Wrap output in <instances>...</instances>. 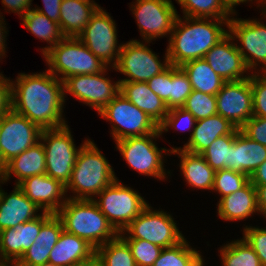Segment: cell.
<instances>
[{
	"label": "cell",
	"mask_w": 266,
	"mask_h": 266,
	"mask_svg": "<svg viewBox=\"0 0 266 266\" xmlns=\"http://www.w3.org/2000/svg\"><path fill=\"white\" fill-rule=\"evenodd\" d=\"M12 85V109L41 129L66 126L63 118L64 83L48 70L43 73H20Z\"/></svg>",
	"instance_id": "1"
},
{
	"label": "cell",
	"mask_w": 266,
	"mask_h": 266,
	"mask_svg": "<svg viewBox=\"0 0 266 266\" xmlns=\"http://www.w3.org/2000/svg\"><path fill=\"white\" fill-rule=\"evenodd\" d=\"M179 17L178 15L167 46L170 65L180 67L188 61L204 58L229 33L222 26L224 24L228 28L230 19Z\"/></svg>",
	"instance_id": "2"
},
{
	"label": "cell",
	"mask_w": 266,
	"mask_h": 266,
	"mask_svg": "<svg viewBox=\"0 0 266 266\" xmlns=\"http://www.w3.org/2000/svg\"><path fill=\"white\" fill-rule=\"evenodd\" d=\"M55 214L64 230L86 240L95 249L119 235L94 200L68 198Z\"/></svg>",
	"instance_id": "3"
},
{
	"label": "cell",
	"mask_w": 266,
	"mask_h": 266,
	"mask_svg": "<svg viewBox=\"0 0 266 266\" xmlns=\"http://www.w3.org/2000/svg\"><path fill=\"white\" fill-rule=\"evenodd\" d=\"M116 179L108 160L96 144L88 140L78 152L71 179L66 185V193L70 189L75 194L67 198L94 200L95 196Z\"/></svg>",
	"instance_id": "4"
},
{
	"label": "cell",
	"mask_w": 266,
	"mask_h": 266,
	"mask_svg": "<svg viewBox=\"0 0 266 266\" xmlns=\"http://www.w3.org/2000/svg\"><path fill=\"white\" fill-rule=\"evenodd\" d=\"M43 58L50 67L48 71L56 78L61 74L63 82L74 75L97 74L107 67L77 37H64Z\"/></svg>",
	"instance_id": "5"
},
{
	"label": "cell",
	"mask_w": 266,
	"mask_h": 266,
	"mask_svg": "<svg viewBox=\"0 0 266 266\" xmlns=\"http://www.w3.org/2000/svg\"><path fill=\"white\" fill-rule=\"evenodd\" d=\"M116 179L105 187L94 199L100 211L107 217L114 229L122 232L149 204L130 187ZM100 196V197H99Z\"/></svg>",
	"instance_id": "6"
},
{
	"label": "cell",
	"mask_w": 266,
	"mask_h": 266,
	"mask_svg": "<svg viewBox=\"0 0 266 266\" xmlns=\"http://www.w3.org/2000/svg\"><path fill=\"white\" fill-rule=\"evenodd\" d=\"M76 148L68 125L55 129H42L40 141L46 154V174L65 186L71 179L80 148Z\"/></svg>",
	"instance_id": "7"
},
{
	"label": "cell",
	"mask_w": 266,
	"mask_h": 266,
	"mask_svg": "<svg viewBox=\"0 0 266 266\" xmlns=\"http://www.w3.org/2000/svg\"><path fill=\"white\" fill-rule=\"evenodd\" d=\"M128 236H124L127 235ZM122 239H142L162 248L175 246L185 237L179 231L172 216L147 206L122 232Z\"/></svg>",
	"instance_id": "8"
},
{
	"label": "cell",
	"mask_w": 266,
	"mask_h": 266,
	"mask_svg": "<svg viewBox=\"0 0 266 266\" xmlns=\"http://www.w3.org/2000/svg\"><path fill=\"white\" fill-rule=\"evenodd\" d=\"M98 114L111 122V134L115 141L128 137L146 136L159 129L158 125L145 112L121 93Z\"/></svg>",
	"instance_id": "9"
},
{
	"label": "cell",
	"mask_w": 266,
	"mask_h": 266,
	"mask_svg": "<svg viewBox=\"0 0 266 266\" xmlns=\"http://www.w3.org/2000/svg\"><path fill=\"white\" fill-rule=\"evenodd\" d=\"M161 63L158 55L138 40H130L122 45L119 59L114 69L127 76L120 82H147L155 75L165 71L169 66L168 52Z\"/></svg>",
	"instance_id": "10"
},
{
	"label": "cell",
	"mask_w": 266,
	"mask_h": 266,
	"mask_svg": "<svg viewBox=\"0 0 266 266\" xmlns=\"http://www.w3.org/2000/svg\"><path fill=\"white\" fill-rule=\"evenodd\" d=\"M161 135L159 129L155 133L140 137H128L116 141L117 149L127 161L128 165L141 173L163 180L166 178L162 154L163 151L171 152V149L157 147L154 139Z\"/></svg>",
	"instance_id": "11"
},
{
	"label": "cell",
	"mask_w": 266,
	"mask_h": 266,
	"mask_svg": "<svg viewBox=\"0 0 266 266\" xmlns=\"http://www.w3.org/2000/svg\"><path fill=\"white\" fill-rule=\"evenodd\" d=\"M77 38L107 67L111 62V67L116 66L123 44L117 45L116 23L101 7L91 16Z\"/></svg>",
	"instance_id": "12"
},
{
	"label": "cell",
	"mask_w": 266,
	"mask_h": 266,
	"mask_svg": "<svg viewBox=\"0 0 266 266\" xmlns=\"http://www.w3.org/2000/svg\"><path fill=\"white\" fill-rule=\"evenodd\" d=\"M42 129L13 109L0 118V151L6 165L40 141Z\"/></svg>",
	"instance_id": "13"
},
{
	"label": "cell",
	"mask_w": 266,
	"mask_h": 266,
	"mask_svg": "<svg viewBox=\"0 0 266 266\" xmlns=\"http://www.w3.org/2000/svg\"><path fill=\"white\" fill-rule=\"evenodd\" d=\"M131 6V11L145 43H150L157 37L171 35L178 17L172 2L167 0H136Z\"/></svg>",
	"instance_id": "14"
},
{
	"label": "cell",
	"mask_w": 266,
	"mask_h": 266,
	"mask_svg": "<svg viewBox=\"0 0 266 266\" xmlns=\"http://www.w3.org/2000/svg\"><path fill=\"white\" fill-rule=\"evenodd\" d=\"M107 68L97 74L68 77L63 82L64 94L73 95L99 113L120 93V81L112 83L105 78Z\"/></svg>",
	"instance_id": "15"
},
{
	"label": "cell",
	"mask_w": 266,
	"mask_h": 266,
	"mask_svg": "<svg viewBox=\"0 0 266 266\" xmlns=\"http://www.w3.org/2000/svg\"><path fill=\"white\" fill-rule=\"evenodd\" d=\"M228 29L229 34L241 43L237 48L247 69L256 70L260 63L261 72L266 73V24L256 19L245 20L233 17L229 20Z\"/></svg>",
	"instance_id": "16"
},
{
	"label": "cell",
	"mask_w": 266,
	"mask_h": 266,
	"mask_svg": "<svg viewBox=\"0 0 266 266\" xmlns=\"http://www.w3.org/2000/svg\"><path fill=\"white\" fill-rule=\"evenodd\" d=\"M216 100L217 114L240 129L253 116L251 75L243 80L225 82Z\"/></svg>",
	"instance_id": "17"
},
{
	"label": "cell",
	"mask_w": 266,
	"mask_h": 266,
	"mask_svg": "<svg viewBox=\"0 0 266 266\" xmlns=\"http://www.w3.org/2000/svg\"><path fill=\"white\" fill-rule=\"evenodd\" d=\"M41 214L15 228L0 231V257L4 262L16 263L35 242L41 227L54 215L50 212Z\"/></svg>",
	"instance_id": "18"
},
{
	"label": "cell",
	"mask_w": 266,
	"mask_h": 266,
	"mask_svg": "<svg viewBox=\"0 0 266 266\" xmlns=\"http://www.w3.org/2000/svg\"><path fill=\"white\" fill-rule=\"evenodd\" d=\"M232 40L235 39L228 33L203 58L225 82L239 81L250 77L243 75L249 70L238 51L237 44Z\"/></svg>",
	"instance_id": "19"
},
{
	"label": "cell",
	"mask_w": 266,
	"mask_h": 266,
	"mask_svg": "<svg viewBox=\"0 0 266 266\" xmlns=\"http://www.w3.org/2000/svg\"><path fill=\"white\" fill-rule=\"evenodd\" d=\"M17 186L43 212L55 214L68 199L65 198L66 186L47 174L28 177Z\"/></svg>",
	"instance_id": "20"
},
{
	"label": "cell",
	"mask_w": 266,
	"mask_h": 266,
	"mask_svg": "<svg viewBox=\"0 0 266 266\" xmlns=\"http://www.w3.org/2000/svg\"><path fill=\"white\" fill-rule=\"evenodd\" d=\"M96 249L86 240L63 229L49 254L56 266H84L95 261Z\"/></svg>",
	"instance_id": "21"
},
{
	"label": "cell",
	"mask_w": 266,
	"mask_h": 266,
	"mask_svg": "<svg viewBox=\"0 0 266 266\" xmlns=\"http://www.w3.org/2000/svg\"><path fill=\"white\" fill-rule=\"evenodd\" d=\"M39 210L17 185L9 195L0 188V231L37 218Z\"/></svg>",
	"instance_id": "22"
},
{
	"label": "cell",
	"mask_w": 266,
	"mask_h": 266,
	"mask_svg": "<svg viewBox=\"0 0 266 266\" xmlns=\"http://www.w3.org/2000/svg\"><path fill=\"white\" fill-rule=\"evenodd\" d=\"M230 150V164L226 169L246 174L249 177L266 160V146L253 141L239 128L235 129V140Z\"/></svg>",
	"instance_id": "23"
},
{
	"label": "cell",
	"mask_w": 266,
	"mask_h": 266,
	"mask_svg": "<svg viewBox=\"0 0 266 266\" xmlns=\"http://www.w3.org/2000/svg\"><path fill=\"white\" fill-rule=\"evenodd\" d=\"M235 129L236 127L229 120L219 114L198 120L192 128L188 142L181 149L192 154H201L218 137L229 135Z\"/></svg>",
	"instance_id": "24"
},
{
	"label": "cell",
	"mask_w": 266,
	"mask_h": 266,
	"mask_svg": "<svg viewBox=\"0 0 266 266\" xmlns=\"http://www.w3.org/2000/svg\"><path fill=\"white\" fill-rule=\"evenodd\" d=\"M63 231L61 220L54 214L42 227L35 242L16 262L19 266H39L49 260V254Z\"/></svg>",
	"instance_id": "25"
},
{
	"label": "cell",
	"mask_w": 266,
	"mask_h": 266,
	"mask_svg": "<svg viewBox=\"0 0 266 266\" xmlns=\"http://www.w3.org/2000/svg\"><path fill=\"white\" fill-rule=\"evenodd\" d=\"M120 93L158 126L168 114L165 102L149 88L147 82H120Z\"/></svg>",
	"instance_id": "26"
},
{
	"label": "cell",
	"mask_w": 266,
	"mask_h": 266,
	"mask_svg": "<svg viewBox=\"0 0 266 266\" xmlns=\"http://www.w3.org/2000/svg\"><path fill=\"white\" fill-rule=\"evenodd\" d=\"M11 174L17 177L16 185L28 177L46 174V154L41 141L6 163L2 173L4 182L12 177Z\"/></svg>",
	"instance_id": "27"
},
{
	"label": "cell",
	"mask_w": 266,
	"mask_h": 266,
	"mask_svg": "<svg viewBox=\"0 0 266 266\" xmlns=\"http://www.w3.org/2000/svg\"><path fill=\"white\" fill-rule=\"evenodd\" d=\"M219 218L226 221L243 220L259 212L256 189L249 181L242 189L219 199Z\"/></svg>",
	"instance_id": "28"
},
{
	"label": "cell",
	"mask_w": 266,
	"mask_h": 266,
	"mask_svg": "<svg viewBox=\"0 0 266 266\" xmlns=\"http://www.w3.org/2000/svg\"><path fill=\"white\" fill-rule=\"evenodd\" d=\"M99 7L94 1L62 0L59 27L64 37H78Z\"/></svg>",
	"instance_id": "29"
},
{
	"label": "cell",
	"mask_w": 266,
	"mask_h": 266,
	"mask_svg": "<svg viewBox=\"0 0 266 266\" xmlns=\"http://www.w3.org/2000/svg\"><path fill=\"white\" fill-rule=\"evenodd\" d=\"M170 154H177L181 158L180 169L188 186L212 190L215 171L200 154L186 152L181 147L171 148Z\"/></svg>",
	"instance_id": "30"
},
{
	"label": "cell",
	"mask_w": 266,
	"mask_h": 266,
	"mask_svg": "<svg viewBox=\"0 0 266 266\" xmlns=\"http://www.w3.org/2000/svg\"><path fill=\"white\" fill-rule=\"evenodd\" d=\"M180 67L187 74L193 90L216 95L225 83L203 58L188 61Z\"/></svg>",
	"instance_id": "31"
},
{
	"label": "cell",
	"mask_w": 266,
	"mask_h": 266,
	"mask_svg": "<svg viewBox=\"0 0 266 266\" xmlns=\"http://www.w3.org/2000/svg\"><path fill=\"white\" fill-rule=\"evenodd\" d=\"M21 20L28 31L50 44V46L41 49L42 55L64 38L59 24L34 8L21 17Z\"/></svg>",
	"instance_id": "32"
},
{
	"label": "cell",
	"mask_w": 266,
	"mask_h": 266,
	"mask_svg": "<svg viewBox=\"0 0 266 266\" xmlns=\"http://www.w3.org/2000/svg\"><path fill=\"white\" fill-rule=\"evenodd\" d=\"M99 266H137L128 244L118 235L96 249Z\"/></svg>",
	"instance_id": "33"
},
{
	"label": "cell",
	"mask_w": 266,
	"mask_h": 266,
	"mask_svg": "<svg viewBox=\"0 0 266 266\" xmlns=\"http://www.w3.org/2000/svg\"><path fill=\"white\" fill-rule=\"evenodd\" d=\"M201 254L191 248L186 238L179 244L163 248L152 266H204Z\"/></svg>",
	"instance_id": "34"
},
{
	"label": "cell",
	"mask_w": 266,
	"mask_h": 266,
	"mask_svg": "<svg viewBox=\"0 0 266 266\" xmlns=\"http://www.w3.org/2000/svg\"><path fill=\"white\" fill-rule=\"evenodd\" d=\"M185 17L230 19L235 14L223 0H178Z\"/></svg>",
	"instance_id": "35"
},
{
	"label": "cell",
	"mask_w": 266,
	"mask_h": 266,
	"mask_svg": "<svg viewBox=\"0 0 266 266\" xmlns=\"http://www.w3.org/2000/svg\"><path fill=\"white\" fill-rule=\"evenodd\" d=\"M220 255L222 266H261L259 257L243 238L224 245Z\"/></svg>",
	"instance_id": "36"
},
{
	"label": "cell",
	"mask_w": 266,
	"mask_h": 266,
	"mask_svg": "<svg viewBox=\"0 0 266 266\" xmlns=\"http://www.w3.org/2000/svg\"><path fill=\"white\" fill-rule=\"evenodd\" d=\"M235 140V130L229 135L218 137L200 155L206 160L208 165L214 170L226 169L230 164V146Z\"/></svg>",
	"instance_id": "37"
},
{
	"label": "cell",
	"mask_w": 266,
	"mask_h": 266,
	"mask_svg": "<svg viewBox=\"0 0 266 266\" xmlns=\"http://www.w3.org/2000/svg\"><path fill=\"white\" fill-rule=\"evenodd\" d=\"M182 108L189 111L197 121L206 119L217 114L216 95L193 90L186 98Z\"/></svg>",
	"instance_id": "38"
},
{
	"label": "cell",
	"mask_w": 266,
	"mask_h": 266,
	"mask_svg": "<svg viewBox=\"0 0 266 266\" xmlns=\"http://www.w3.org/2000/svg\"><path fill=\"white\" fill-rule=\"evenodd\" d=\"M249 181L250 178L246 174L222 169L215 171L212 190L217 191L222 198L242 189Z\"/></svg>",
	"instance_id": "39"
},
{
	"label": "cell",
	"mask_w": 266,
	"mask_h": 266,
	"mask_svg": "<svg viewBox=\"0 0 266 266\" xmlns=\"http://www.w3.org/2000/svg\"><path fill=\"white\" fill-rule=\"evenodd\" d=\"M192 91V85L183 69L171 65L170 109L182 107Z\"/></svg>",
	"instance_id": "40"
},
{
	"label": "cell",
	"mask_w": 266,
	"mask_h": 266,
	"mask_svg": "<svg viewBox=\"0 0 266 266\" xmlns=\"http://www.w3.org/2000/svg\"><path fill=\"white\" fill-rule=\"evenodd\" d=\"M123 240L128 244L137 266H152L163 249L142 239Z\"/></svg>",
	"instance_id": "41"
},
{
	"label": "cell",
	"mask_w": 266,
	"mask_h": 266,
	"mask_svg": "<svg viewBox=\"0 0 266 266\" xmlns=\"http://www.w3.org/2000/svg\"><path fill=\"white\" fill-rule=\"evenodd\" d=\"M197 120L195 117L187 110L182 107L172 108L168 110V114L165 116L164 121L158 126L159 131H167L168 127L180 130H191L195 127Z\"/></svg>",
	"instance_id": "42"
},
{
	"label": "cell",
	"mask_w": 266,
	"mask_h": 266,
	"mask_svg": "<svg viewBox=\"0 0 266 266\" xmlns=\"http://www.w3.org/2000/svg\"><path fill=\"white\" fill-rule=\"evenodd\" d=\"M253 93V116L266 118V73L251 74Z\"/></svg>",
	"instance_id": "43"
},
{
	"label": "cell",
	"mask_w": 266,
	"mask_h": 266,
	"mask_svg": "<svg viewBox=\"0 0 266 266\" xmlns=\"http://www.w3.org/2000/svg\"><path fill=\"white\" fill-rule=\"evenodd\" d=\"M243 239L259 257L261 266H266V228L246 226L243 230Z\"/></svg>",
	"instance_id": "44"
},
{
	"label": "cell",
	"mask_w": 266,
	"mask_h": 266,
	"mask_svg": "<svg viewBox=\"0 0 266 266\" xmlns=\"http://www.w3.org/2000/svg\"><path fill=\"white\" fill-rule=\"evenodd\" d=\"M147 84L165 102L167 108L170 109L171 65L162 73L148 80Z\"/></svg>",
	"instance_id": "45"
},
{
	"label": "cell",
	"mask_w": 266,
	"mask_h": 266,
	"mask_svg": "<svg viewBox=\"0 0 266 266\" xmlns=\"http://www.w3.org/2000/svg\"><path fill=\"white\" fill-rule=\"evenodd\" d=\"M240 130L253 141L266 146V118L252 116Z\"/></svg>",
	"instance_id": "46"
},
{
	"label": "cell",
	"mask_w": 266,
	"mask_h": 266,
	"mask_svg": "<svg viewBox=\"0 0 266 266\" xmlns=\"http://www.w3.org/2000/svg\"><path fill=\"white\" fill-rule=\"evenodd\" d=\"M9 78L0 74V118L12 109V85Z\"/></svg>",
	"instance_id": "47"
},
{
	"label": "cell",
	"mask_w": 266,
	"mask_h": 266,
	"mask_svg": "<svg viewBox=\"0 0 266 266\" xmlns=\"http://www.w3.org/2000/svg\"><path fill=\"white\" fill-rule=\"evenodd\" d=\"M44 9L43 8H34L38 12L46 15L49 19L57 22L59 24L60 18V8L62 0H42Z\"/></svg>",
	"instance_id": "48"
},
{
	"label": "cell",
	"mask_w": 266,
	"mask_h": 266,
	"mask_svg": "<svg viewBox=\"0 0 266 266\" xmlns=\"http://www.w3.org/2000/svg\"><path fill=\"white\" fill-rule=\"evenodd\" d=\"M1 2L9 12L17 13L20 18L32 9L30 7L32 0H2Z\"/></svg>",
	"instance_id": "49"
},
{
	"label": "cell",
	"mask_w": 266,
	"mask_h": 266,
	"mask_svg": "<svg viewBox=\"0 0 266 266\" xmlns=\"http://www.w3.org/2000/svg\"><path fill=\"white\" fill-rule=\"evenodd\" d=\"M250 182L255 186L266 185V160L249 177Z\"/></svg>",
	"instance_id": "50"
},
{
	"label": "cell",
	"mask_w": 266,
	"mask_h": 266,
	"mask_svg": "<svg viewBox=\"0 0 266 266\" xmlns=\"http://www.w3.org/2000/svg\"><path fill=\"white\" fill-rule=\"evenodd\" d=\"M256 189V198H257V207L260 214L266 216V185H260L255 187Z\"/></svg>",
	"instance_id": "51"
},
{
	"label": "cell",
	"mask_w": 266,
	"mask_h": 266,
	"mask_svg": "<svg viewBox=\"0 0 266 266\" xmlns=\"http://www.w3.org/2000/svg\"><path fill=\"white\" fill-rule=\"evenodd\" d=\"M2 19V20H1ZM4 18L3 16L0 15V58H2L3 56H5V53H6V45H5V38H6V35L7 34V31H6V26L4 25L5 24V21H3Z\"/></svg>",
	"instance_id": "52"
},
{
	"label": "cell",
	"mask_w": 266,
	"mask_h": 266,
	"mask_svg": "<svg viewBox=\"0 0 266 266\" xmlns=\"http://www.w3.org/2000/svg\"><path fill=\"white\" fill-rule=\"evenodd\" d=\"M225 2V4L229 7V9L235 13V10L233 9L236 5H239V3H246L248 1H253V0H223ZM258 1V5L261 7L262 6V9H264V12L262 10V14L265 13L266 14V0H256ZM264 4V5H263ZM265 7V8H263Z\"/></svg>",
	"instance_id": "53"
},
{
	"label": "cell",
	"mask_w": 266,
	"mask_h": 266,
	"mask_svg": "<svg viewBox=\"0 0 266 266\" xmlns=\"http://www.w3.org/2000/svg\"><path fill=\"white\" fill-rule=\"evenodd\" d=\"M5 164L3 163V158H2V154H1V151H0V174L3 173L4 169H5Z\"/></svg>",
	"instance_id": "54"
},
{
	"label": "cell",
	"mask_w": 266,
	"mask_h": 266,
	"mask_svg": "<svg viewBox=\"0 0 266 266\" xmlns=\"http://www.w3.org/2000/svg\"><path fill=\"white\" fill-rule=\"evenodd\" d=\"M1 266H19L17 263L4 262Z\"/></svg>",
	"instance_id": "55"
},
{
	"label": "cell",
	"mask_w": 266,
	"mask_h": 266,
	"mask_svg": "<svg viewBox=\"0 0 266 266\" xmlns=\"http://www.w3.org/2000/svg\"><path fill=\"white\" fill-rule=\"evenodd\" d=\"M39 266H56V265H54L53 263H50V262H46V263L39 265Z\"/></svg>",
	"instance_id": "56"
},
{
	"label": "cell",
	"mask_w": 266,
	"mask_h": 266,
	"mask_svg": "<svg viewBox=\"0 0 266 266\" xmlns=\"http://www.w3.org/2000/svg\"><path fill=\"white\" fill-rule=\"evenodd\" d=\"M84 266H99V265L96 261H94V262L87 264V265H84Z\"/></svg>",
	"instance_id": "57"
},
{
	"label": "cell",
	"mask_w": 266,
	"mask_h": 266,
	"mask_svg": "<svg viewBox=\"0 0 266 266\" xmlns=\"http://www.w3.org/2000/svg\"><path fill=\"white\" fill-rule=\"evenodd\" d=\"M0 183H3L4 184V180H3V176L2 174H0ZM1 187V186H0Z\"/></svg>",
	"instance_id": "58"
},
{
	"label": "cell",
	"mask_w": 266,
	"mask_h": 266,
	"mask_svg": "<svg viewBox=\"0 0 266 266\" xmlns=\"http://www.w3.org/2000/svg\"><path fill=\"white\" fill-rule=\"evenodd\" d=\"M4 263V261L0 257V266Z\"/></svg>",
	"instance_id": "59"
}]
</instances>
